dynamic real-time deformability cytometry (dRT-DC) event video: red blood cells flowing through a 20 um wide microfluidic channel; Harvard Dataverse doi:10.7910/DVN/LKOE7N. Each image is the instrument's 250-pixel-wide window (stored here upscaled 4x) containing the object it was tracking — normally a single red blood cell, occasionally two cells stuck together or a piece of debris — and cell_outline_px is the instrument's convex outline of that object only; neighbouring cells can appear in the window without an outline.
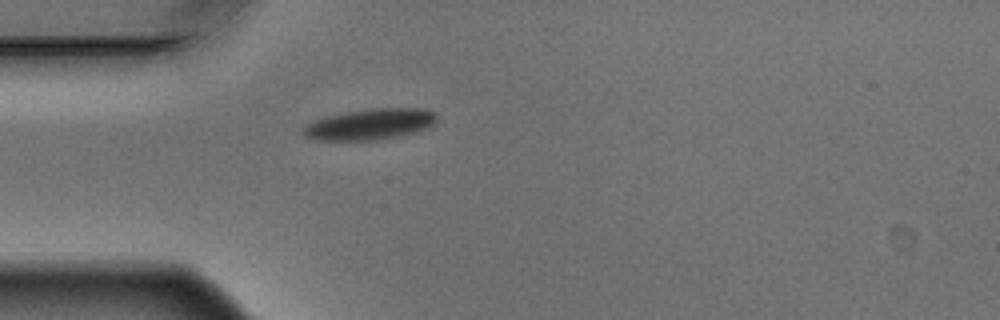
{"species": "Egyptian fruit bat (a non-hibernating species)", "species_latin": "Rousettus aegyptiacus", "temperature_condition": "warm", "stored_images_in_passage": 4, "camera_frame_rate_fps": 3000, "um_per_image_px": 0.085, "animal": {"sex": "male"}, "frame": {"image": 1, "passage_image": 4, "time_ms": 1.0, "image_size_px": [1000, 320], "cell_outline_px": [[436, 120], [428, 128], [416, 132], [376, 140], [316, 140], [304, 136], [304, 128], [308, 124], [316, 120], [328, 116], [348, 112], [372, 108], [428, 108], [436, 112]], "centroid_in_image_um": [31.52, 10.55], "position_along_channel_um": 53.5, "area_um2": 23.87}}